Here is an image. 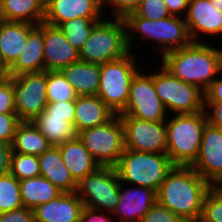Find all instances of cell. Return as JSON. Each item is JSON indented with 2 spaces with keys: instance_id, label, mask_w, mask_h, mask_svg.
I'll use <instances>...</instances> for the list:
<instances>
[{
  "instance_id": "19",
  "label": "cell",
  "mask_w": 222,
  "mask_h": 222,
  "mask_svg": "<svg viewBox=\"0 0 222 222\" xmlns=\"http://www.w3.org/2000/svg\"><path fill=\"white\" fill-rule=\"evenodd\" d=\"M83 207L76 192H62L34 209L35 222H80Z\"/></svg>"
},
{
  "instance_id": "13",
  "label": "cell",
  "mask_w": 222,
  "mask_h": 222,
  "mask_svg": "<svg viewBox=\"0 0 222 222\" xmlns=\"http://www.w3.org/2000/svg\"><path fill=\"white\" fill-rule=\"evenodd\" d=\"M124 132L125 149L166 153L165 121H147L129 116H120Z\"/></svg>"
},
{
  "instance_id": "26",
  "label": "cell",
  "mask_w": 222,
  "mask_h": 222,
  "mask_svg": "<svg viewBox=\"0 0 222 222\" xmlns=\"http://www.w3.org/2000/svg\"><path fill=\"white\" fill-rule=\"evenodd\" d=\"M45 0H0V19L38 25L45 19Z\"/></svg>"
},
{
  "instance_id": "7",
  "label": "cell",
  "mask_w": 222,
  "mask_h": 222,
  "mask_svg": "<svg viewBox=\"0 0 222 222\" xmlns=\"http://www.w3.org/2000/svg\"><path fill=\"white\" fill-rule=\"evenodd\" d=\"M133 55L130 51L120 59L100 65L97 96L116 114H120L126 108L132 80L141 70L138 69L137 56Z\"/></svg>"
},
{
  "instance_id": "16",
  "label": "cell",
  "mask_w": 222,
  "mask_h": 222,
  "mask_svg": "<svg viewBox=\"0 0 222 222\" xmlns=\"http://www.w3.org/2000/svg\"><path fill=\"white\" fill-rule=\"evenodd\" d=\"M184 20L193 42L202 34L210 38L222 35V12L210 0H190Z\"/></svg>"
},
{
  "instance_id": "28",
  "label": "cell",
  "mask_w": 222,
  "mask_h": 222,
  "mask_svg": "<svg viewBox=\"0 0 222 222\" xmlns=\"http://www.w3.org/2000/svg\"><path fill=\"white\" fill-rule=\"evenodd\" d=\"M19 186L23 207L33 210L62 193L59 188L43 176L20 180Z\"/></svg>"
},
{
  "instance_id": "4",
  "label": "cell",
  "mask_w": 222,
  "mask_h": 222,
  "mask_svg": "<svg viewBox=\"0 0 222 222\" xmlns=\"http://www.w3.org/2000/svg\"><path fill=\"white\" fill-rule=\"evenodd\" d=\"M170 117L165 121L166 154L175 166H191L198 157L203 131L208 123L206 113L172 114Z\"/></svg>"
},
{
  "instance_id": "6",
  "label": "cell",
  "mask_w": 222,
  "mask_h": 222,
  "mask_svg": "<svg viewBox=\"0 0 222 222\" xmlns=\"http://www.w3.org/2000/svg\"><path fill=\"white\" fill-rule=\"evenodd\" d=\"M129 52L125 21L114 17L111 21L107 17L100 20L79 51L80 61L99 65L120 59Z\"/></svg>"
},
{
  "instance_id": "21",
  "label": "cell",
  "mask_w": 222,
  "mask_h": 222,
  "mask_svg": "<svg viewBox=\"0 0 222 222\" xmlns=\"http://www.w3.org/2000/svg\"><path fill=\"white\" fill-rule=\"evenodd\" d=\"M33 24L0 19V67L6 71L16 62Z\"/></svg>"
},
{
  "instance_id": "46",
  "label": "cell",
  "mask_w": 222,
  "mask_h": 222,
  "mask_svg": "<svg viewBox=\"0 0 222 222\" xmlns=\"http://www.w3.org/2000/svg\"><path fill=\"white\" fill-rule=\"evenodd\" d=\"M164 2L171 15L184 17L190 0H164Z\"/></svg>"
},
{
  "instance_id": "40",
  "label": "cell",
  "mask_w": 222,
  "mask_h": 222,
  "mask_svg": "<svg viewBox=\"0 0 222 222\" xmlns=\"http://www.w3.org/2000/svg\"><path fill=\"white\" fill-rule=\"evenodd\" d=\"M0 222H35L34 210L22 207L17 210L0 213Z\"/></svg>"
},
{
  "instance_id": "2",
  "label": "cell",
  "mask_w": 222,
  "mask_h": 222,
  "mask_svg": "<svg viewBox=\"0 0 222 222\" xmlns=\"http://www.w3.org/2000/svg\"><path fill=\"white\" fill-rule=\"evenodd\" d=\"M161 64L175 77L206 91L222 71V49L198 40L161 56Z\"/></svg>"
},
{
  "instance_id": "42",
  "label": "cell",
  "mask_w": 222,
  "mask_h": 222,
  "mask_svg": "<svg viewBox=\"0 0 222 222\" xmlns=\"http://www.w3.org/2000/svg\"><path fill=\"white\" fill-rule=\"evenodd\" d=\"M109 212H104L101 210L93 209L84 206L82 211H81V219L80 222H114L112 221L113 218L110 217ZM115 222H116V218Z\"/></svg>"
},
{
  "instance_id": "30",
  "label": "cell",
  "mask_w": 222,
  "mask_h": 222,
  "mask_svg": "<svg viewBox=\"0 0 222 222\" xmlns=\"http://www.w3.org/2000/svg\"><path fill=\"white\" fill-rule=\"evenodd\" d=\"M103 18H75L61 23L58 28L64 33L67 41L77 50H81L95 25Z\"/></svg>"
},
{
  "instance_id": "45",
  "label": "cell",
  "mask_w": 222,
  "mask_h": 222,
  "mask_svg": "<svg viewBox=\"0 0 222 222\" xmlns=\"http://www.w3.org/2000/svg\"><path fill=\"white\" fill-rule=\"evenodd\" d=\"M12 147L0 141V175L10 173Z\"/></svg>"
},
{
  "instance_id": "8",
  "label": "cell",
  "mask_w": 222,
  "mask_h": 222,
  "mask_svg": "<svg viewBox=\"0 0 222 222\" xmlns=\"http://www.w3.org/2000/svg\"><path fill=\"white\" fill-rule=\"evenodd\" d=\"M156 67L160 68L154 71V87L169 115L204 111V91L175 77L162 64Z\"/></svg>"
},
{
  "instance_id": "1",
  "label": "cell",
  "mask_w": 222,
  "mask_h": 222,
  "mask_svg": "<svg viewBox=\"0 0 222 222\" xmlns=\"http://www.w3.org/2000/svg\"><path fill=\"white\" fill-rule=\"evenodd\" d=\"M212 185L191 166H174L157 190V202L184 222H199Z\"/></svg>"
},
{
  "instance_id": "20",
  "label": "cell",
  "mask_w": 222,
  "mask_h": 222,
  "mask_svg": "<svg viewBox=\"0 0 222 222\" xmlns=\"http://www.w3.org/2000/svg\"><path fill=\"white\" fill-rule=\"evenodd\" d=\"M44 34L43 22L28 31L24 45L16 62L7 70V76L44 71Z\"/></svg>"
},
{
  "instance_id": "43",
  "label": "cell",
  "mask_w": 222,
  "mask_h": 222,
  "mask_svg": "<svg viewBox=\"0 0 222 222\" xmlns=\"http://www.w3.org/2000/svg\"><path fill=\"white\" fill-rule=\"evenodd\" d=\"M204 111L206 113L208 123L222 129V103L205 102Z\"/></svg>"
},
{
  "instance_id": "25",
  "label": "cell",
  "mask_w": 222,
  "mask_h": 222,
  "mask_svg": "<svg viewBox=\"0 0 222 222\" xmlns=\"http://www.w3.org/2000/svg\"><path fill=\"white\" fill-rule=\"evenodd\" d=\"M77 96L97 95L100 85V65L78 61L60 70Z\"/></svg>"
},
{
  "instance_id": "9",
  "label": "cell",
  "mask_w": 222,
  "mask_h": 222,
  "mask_svg": "<svg viewBox=\"0 0 222 222\" xmlns=\"http://www.w3.org/2000/svg\"><path fill=\"white\" fill-rule=\"evenodd\" d=\"M100 166L115 167L125 151L124 132L119 114L105 124L77 134Z\"/></svg>"
},
{
  "instance_id": "29",
  "label": "cell",
  "mask_w": 222,
  "mask_h": 222,
  "mask_svg": "<svg viewBox=\"0 0 222 222\" xmlns=\"http://www.w3.org/2000/svg\"><path fill=\"white\" fill-rule=\"evenodd\" d=\"M51 144L32 121H21L11 144L12 152L40 156Z\"/></svg>"
},
{
  "instance_id": "10",
  "label": "cell",
  "mask_w": 222,
  "mask_h": 222,
  "mask_svg": "<svg viewBox=\"0 0 222 222\" xmlns=\"http://www.w3.org/2000/svg\"><path fill=\"white\" fill-rule=\"evenodd\" d=\"M120 179L115 167L100 166L77 183L83 206L113 213L119 201Z\"/></svg>"
},
{
  "instance_id": "11",
  "label": "cell",
  "mask_w": 222,
  "mask_h": 222,
  "mask_svg": "<svg viewBox=\"0 0 222 222\" xmlns=\"http://www.w3.org/2000/svg\"><path fill=\"white\" fill-rule=\"evenodd\" d=\"M167 111L154 87V71H139L133 78L126 108L119 116L147 121H166Z\"/></svg>"
},
{
  "instance_id": "23",
  "label": "cell",
  "mask_w": 222,
  "mask_h": 222,
  "mask_svg": "<svg viewBox=\"0 0 222 222\" xmlns=\"http://www.w3.org/2000/svg\"><path fill=\"white\" fill-rule=\"evenodd\" d=\"M40 162V176L48 179L62 192H75L77 182L63 162L59 146H50L38 156Z\"/></svg>"
},
{
  "instance_id": "5",
  "label": "cell",
  "mask_w": 222,
  "mask_h": 222,
  "mask_svg": "<svg viewBox=\"0 0 222 222\" xmlns=\"http://www.w3.org/2000/svg\"><path fill=\"white\" fill-rule=\"evenodd\" d=\"M174 166L166 153H148L125 149L115 169L120 182L148 187L157 192Z\"/></svg>"
},
{
  "instance_id": "36",
  "label": "cell",
  "mask_w": 222,
  "mask_h": 222,
  "mask_svg": "<svg viewBox=\"0 0 222 222\" xmlns=\"http://www.w3.org/2000/svg\"><path fill=\"white\" fill-rule=\"evenodd\" d=\"M140 0H101L102 10L106 9L112 12L114 18H124L127 14L134 12L139 5ZM112 10V11H111Z\"/></svg>"
},
{
  "instance_id": "17",
  "label": "cell",
  "mask_w": 222,
  "mask_h": 222,
  "mask_svg": "<svg viewBox=\"0 0 222 222\" xmlns=\"http://www.w3.org/2000/svg\"><path fill=\"white\" fill-rule=\"evenodd\" d=\"M108 12H103L101 0H46L44 22L58 27L75 18H104L106 14L110 19Z\"/></svg>"
},
{
  "instance_id": "48",
  "label": "cell",
  "mask_w": 222,
  "mask_h": 222,
  "mask_svg": "<svg viewBox=\"0 0 222 222\" xmlns=\"http://www.w3.org/2000/svg\"><path fill=\"white\" fill-rule=\"evenodd\" d=\"M7 77V71L0 67V82L3 81Z\"/></svg>"
},
{
  "instance_id": "3",
  "label": "cell",
  "mask_w": 222,
  "mask_h": 222,
  "mask_svg": "<svg viewBox=\"0 0 222 222\" xmlns=\"http://www.w3.org/2000/svg\"><path fill=\"white\" fill-rule=\"evenodd\" d=\"M126 24L127 45L131 52L133 47L139 48L134 39L139 37L141 41H152L161 48L160 56L174 49H180L189 45L192 40L184 17L172 15L160 20H150L139 17L135 12L127 14L124 18ZM134 42V43H133ZM134 45V46H133Z\"/></svg>"
},
{
  "instance_id": "47",
  "label": "cell",
  "mask_w": 222,
  "mask_h": 222,
  "mask_svg": "<svg viewBox=\"0 0 222 222\" xmlns=\"http://www.w3.org/2000/svg\"><path fill=\"white\" fill-rule=\"evenodd\" d=\"M216 9L222 12V0H210Z\"/></svg>"
},
{
  "instance_id": "14",
  "label": "cell",
  "mask_w": 222,
  "mask_h": 222,
  "mask_svg": "<svg viewBox=\"0 0 222 222\" xmlns=\"http://www.w3.org/2000/svg\"><path fill=\"white\" fill-rule=\"evenodd\" d=\"M191 167L212 186L222 183V129L206 124L198 157Z\"/></svg>"
},
{
  "instance_id": "24",
  "label": "cell",
  "mask_w": 222,
  "mask_h": 222,
  "mask_svg": "<svg viewBox=\"0 0 222 222\" xmlns=\"http://www.w3.org/2000/svg\"><path fill=\"white\" fill-rule=\"evenodd\" d=\"M59 151L63 162L77 183L100 167L78 137L65 141L59 146Z\"/></svg>"
},
{
  "instance_id": "41",
  "label": "cell",
  "mask_w": 222,
  "mask_h": 222,
  "mask_svg": "<svg viewBox=\"0 0 222 222\" xmlns=\"http://www.w3.org/2000/svg\"><path fill=\"white\" fill-rule=\"evenodd\" d=\"M43 112L51 115L75 116V100L48 102Z\"/></svg>"
},
{
  "instance_id": "35",
  "label": "cell",
  "mask_w": 222,
  "mask_h": 222,
  "mask_svg": "<svg viewBox=\"0 0 222 222\" xmlns=\"http://www.w3.org/2000/svg\"><path fill=\"white\" fill-rule=\"evenodd\" d=\"M134 12L139 17L150 20H160L172 16L164 0H140L138 8Z\"/></svg>"
},
{
  "instance_id": "33",
  "label": "cell",
  "mask_w": 222,
  "mask_h": 222,
  "mask_svg": "<svg viewBox=\"0 0 222 222\" xmlns=\"http://www.w3.org/2000/svg\"><path fill=\"white\" fill-rule=\"evenodd\" d=\"M10 173L18 180L40 176L38 156L12 152Z\"/></svg>"
},
{
  "instance_id": "31",
  "label": "cell",
  "mask_w": 222,
  "mask_h": 222,
  "mask_svg": "<svg viewBox=\"0 0 222 222\" xmlns=\"http://www.w3.org/2000/svg\"><path fill=\"white\" fill-rule=\"evenodd\" d=\"M47 102L76 100V93L70 82L60 71H46Z\"/></svg>"
},
{
  "instance_id": "15",
  "label": "cell",
  "mask_w": 222,
  "mask_h": 222,
  "mask_svg": "<svg viewBox=\"0 0 222 222\" xmlns=\"http://www.w3.org/2000/svg\"><path fill=\"white\" fill-rule=\"evenodd\" d=\"M156 202L155 190L120 182L119 201L111 215L117 214V222H140Z\"/></svg>"
},
{
  "instance_id": "18",
  "label": "cell",
  "mask_w": 222,
  "mask_h": 222,
  "mask_svg": "<svg viewBox=\"0 0 222 222\" xmlns=\"http://www.w3.org/2000/svg\"><path fill=\"white\" fill-rule=\"evenodd\" d=\"M45 71H60L80 61L79 50L74 48L57 27L43 22Z\"/></svg>"
},
{
  "instance_id": "39",
  "label": "cell",
  "mask_w": 222,
  "mask_h": 222,
  "mask_svg": "<svg viewBox=\"0 0 222 222\" xmlns=\"http://www.w3.org/2000/svg\"><path fill=\"white\" fill-rule=\"evenodd\" d=\"M20 122L16 113H0V141L11 145Z\"/></svg>"
},
{
  "instance_id": "34",
  "label": "cell",
  "mask_w": 222,
  "mask_h": 222,
  "mask_svg": "<svg viewBox=\"0 0 222 222\" xmlns=\"http://www.w3.org/2000/svg\"><path fill=\"white\" fill-rule=\"evenodd\" d=\"M199 222H222V189L212 186L207 192Z\"/></svg>"
},
{
  "instance_id": "38",
  "label": "cell",
  "mask_w": 222,
  "mask_h": 222,
  "mask_svg": "<svg viewBox=\"0 0 222 222\" xmlns=\"http://www.w3.org/2000/svg\"><path fill=\"white\" fill-rule=\"evenodd\" d=\"M140 222H184L165 206L156 202Z\"/></svg>"
},
{
  "instance_id": "32",
  "label": "cell",
  "mask_w": 222,
  "mask_h": 222,
  "mask_svg": "<svg viewBox=\"0 0 222 222\" xmlns=\"http://www.w3.org/2000/svg\"><path fill=\"white\" fill-rule=\"evenodd\" d=\"M22 207L19 181L11 173L0 175V213Z\"/></svg>"
},
{
  "instance_id": "12",
  "label": "cell",
  "mask_w": 222,
  "mask_h": 222,
  "mask_svg": "<svg viewBox=\"0 0 222 222\" xmlns=\"http://www.w3.org/2000/svg\"><path fill=\"white\" fill-rule=\"evenodd\" d=\"M15 110L20 121H32L47 106L46 71L12 76Z\"/></svg>"
},
{
  "instance_id": "37",
  "label": "cell",
  "mask_w": 222,
  "mask_h": 222,
  "mask_svg": "<svg viewBox=\"0 0 222 222\" xmlns=\"http://www.w3.org/2000/svg\"><path fill=\"white\" fill-rule=\"evenodd\" d=\"M0 113H16L12 76L0 82Z\"/></svg>"
},
{
  "instance_id": "27",
  "label": "cell",
  "mask_w": 222,
  "mask_h": 222,
  "mask_svg": "<svg viewBox=\"0 0 222 222\" xmlns=\"http://www.w3.org/2000/svg\"><path fill=\"white\" fill-rule=\"evenodd\" d=\"M75 116H59L42 112L32 122L46 137L51 146H60L77 137L74 128Z\"/></svg>"
},
{
  "instance_id": "44",
  "label": "cell",
  "mask_w": 222,
  "mask_h": 222,
  "mask_svg": "<svg viewBox=\"0 0 222 222\" xmlns=\"http://www.w3.org/2000/svg\"><path fill=\"white\" fill-rule=\"evenodd\" d=\"M222 71L219 73V78H215L209 88L204 92L205 94V102H218L222 103V78L220 77V74Z\"/></svg>"
},
{
  "instance_id": "22",
  "label": "cell",
  "mask_w": 222,
  "mask_h": 222,
  "mask_svg": "<svg viewBox=\"0 0 222 222\" xmlns=\"http://www.w3.org/2000/svg\"><path fill=\"white\" fill-rule=\"evenodd\" d=\"M116 115L97 95L77 96L74 128L76 133L105 124Z\"/></svg>"
}]
</instances>
